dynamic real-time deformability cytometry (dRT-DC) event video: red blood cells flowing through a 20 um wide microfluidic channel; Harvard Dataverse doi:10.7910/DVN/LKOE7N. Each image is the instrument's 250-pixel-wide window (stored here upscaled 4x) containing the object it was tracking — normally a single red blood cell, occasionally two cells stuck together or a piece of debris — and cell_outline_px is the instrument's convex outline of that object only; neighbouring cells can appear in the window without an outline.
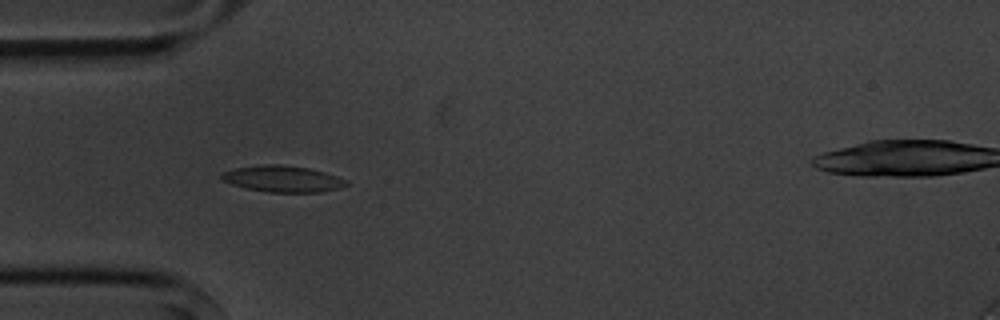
{"species": "common noctule bat (a hibernating species)", "species_latin": "Nyctalus noctula", "temperature_condition": "cold", "stored_images_in_passage": 5, "camera_frame_rate_fps": 3000, "um_per_image_px": 0.085, "animal": {"sex": "male", "body_mass_g": 20.1, "forearm_length_mm": 53.5}, "frame": {"image": 1, "passage_image": 5, "time_ms": 4.667, "image_size_px": [1000, 320], "cell_outline_px": [[348, 184], [340, 188], [320, 192], [268, 192], [248, 188], [232, 184], [224, 180], [220, 176], [220, 172], [232, 168], [264, 164], [276, 164], [308, 168], [324, 172], [348, 180]], "centroid_in_image_um": [24.01, 15.19], "position_along_channel_um": 61.0, "area_um2": 19.07}}